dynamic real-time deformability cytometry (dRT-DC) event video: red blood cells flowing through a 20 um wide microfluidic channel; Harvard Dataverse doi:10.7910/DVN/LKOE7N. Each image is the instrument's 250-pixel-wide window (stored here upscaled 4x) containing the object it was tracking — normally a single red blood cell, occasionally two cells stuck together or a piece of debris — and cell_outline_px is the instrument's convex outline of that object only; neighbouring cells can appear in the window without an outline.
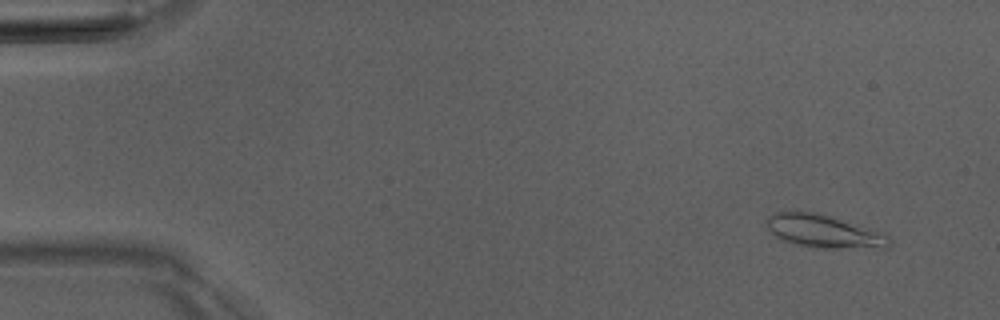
{"species": "Egyptian fruit bat (a non-hibernating species)", "species_latin": "Rousettus aegyptiacus", "temperature_condition": "room temperature", "stored_images_in_passage": 5, "camera_frame_rate_fps": 3000, "um_per_image_px": 0.085, "animal": {"sex": "male"}, "frame": {"image": 1, "passage_image": 1, "time_ms": 0.0, "image_size_px": [1000, 320], "cell_outline_px": [[892, 244], [888, 248], [808, 248], [776, 240], [768, 228], [764, 220], [768, 216], [776, 212], [792, 208], [816, 212], [868, 228], [888, 236], [892, 240]], "centroid_in_image_um": [69.89, 19.65], "position_along_channel_um": 15.1, "area_um2": 24.45}}